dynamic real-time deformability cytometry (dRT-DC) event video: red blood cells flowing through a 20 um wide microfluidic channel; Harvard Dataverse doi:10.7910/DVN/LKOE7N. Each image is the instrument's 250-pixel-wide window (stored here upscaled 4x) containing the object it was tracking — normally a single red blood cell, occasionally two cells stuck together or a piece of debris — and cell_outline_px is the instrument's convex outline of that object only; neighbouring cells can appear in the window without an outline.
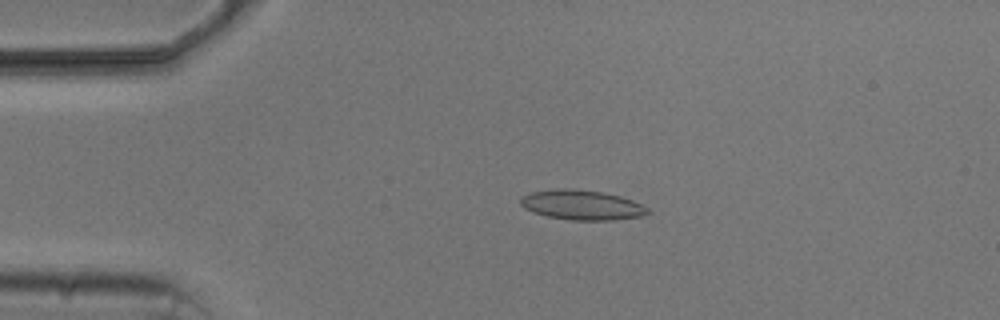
{"species": "common noctule bat (a hibernating species)", "species_latin": "Nyctalus noctula", "temperature_condition": "cold", "stored_images_in_passage": 4, "camera_frame_rate_fps": 3000, "um_per_image_px": 0.085, "animal": {"sex": "male", "body_mass_g": 20.5, "forearm_length_mm": 52.5}, "frame": {"image": 1, "passage_image": 3, "time_ms": 2.333, "image_size_px": [1000, 320], "cell_outline_px": [[652, 212], [640, 216], [612, 220], [572, 220], [548, 216], [532, 212], [524, 208], [520, 204], [520, 196], [528, 192], [560, 188], [564, 188], [600, 192], [620, 196], [632, 200], [648, 208]], "centroid_in_image_um": [49.41, 17.42], "position_along_channel_um": 35.6, "area_um2": 22.02}}
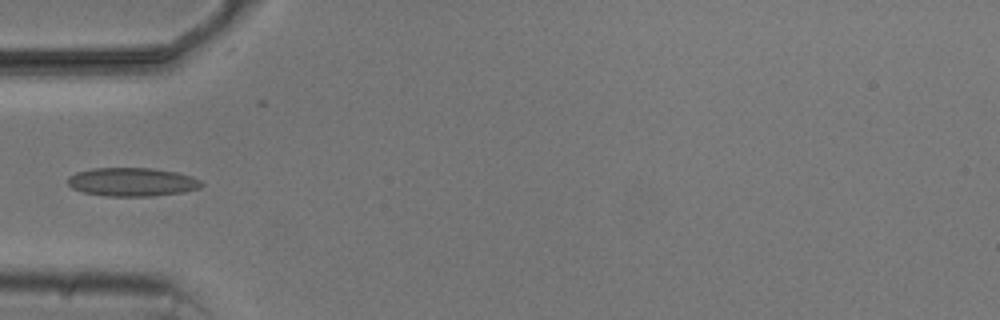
{"frame": {"image": 2, "passage_image": 4, "time_ms": 4.333, "image_size_px": [1000, 320], "cell_outline_px": [[204, 184], [200, 188], [184, 192], [152, 196], [108, 196], [84, 192], [72, 188], [68, 184], [68, 176], [76, 172], [92, 168], [152, 168], [176, 172], [192, 176], [200, 180]], "centroid_in_image_um": [11.25, 15.46], "position_along_channel_um": 73.8, "area_um2": 22.31}}